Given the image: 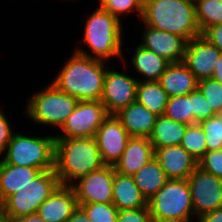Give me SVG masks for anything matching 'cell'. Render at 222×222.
Instances as JSON below:
<instances>
[{"instance_id": "12", "label": "cell", "mask_w": 222, "mask_h": 222, "mask_svg": "<svg viewBox=\"0 0 222 222\" xmlns=\"http://www.w3.org/2000/svg\"><path fill=\"white\" fill-rule=\"evenodd\" d=\"M114 166L104 165L86 176L80 177L71 186L78 204L112 203Z\"/></svg>"}, {"instance_id": "18", "label": "cell", "mask_w": 222, "mask_h": 222, "mask_svg": "<svg viewBox=\"0 0 222 222\" xmlns=\"http://www.w3.org/2000/svg\"><path fill=\"white\" fill-rule=\"evenodd\" d=\"M155 156V150L146 137H130L120 160L114 165L116 172L133 176Z\"/></svg>"}, {"instance_id": "31", "label": "cell", "mask_w": 222, "mask_h": 222, "mask_svg": "<svg viewBox=\"0 0 222 222\" xmlns=\"http://www.w3.org/2000/svg\"><path fill=\"white\" fill-rule=\"evenodd\" d=\"M199 124L205 133L207 152L222 149V115L216 114Z\"/></svg>"}, {"instance_id": "20", "label": "cell", "mask_w": 222, "mask_h": 222, "mask_svg": "<svg viewBox=\"0 0 222 222\" xmlns=\"http://www.w3.org/2000/svg\"><path fill=\"white\" fill-rule=\"evenodd\" d=\"M134 51L129 64L135 70V77L138 81H158L160 76L165 72L167 67L171 64L167 59L157 55L155 52L142 47L141 45H134Z\"/></svg>"}, {"instance_id": "42", "label": "cell", "mask_w": 222, "mask_h": 222, "mask_svg": "<svg viewBox=\"0 0 222 222\" xmlns=\"http://www.w3.org/2000/svg\"><path fill=\"white\" fill-rule=\"evenodd\" d=\"M212 79H214L222 84V52L220 54L219 61L213 70Z\"/></svg>"}, {"instance_id": "17", "label": "cell", "mask_w": 222, "mask_h": 222, "mask_svg": "<svg viewBox=\"0 0 222 222\" xmlns=\"http://www.w3.org/2000/svg\"><path fill=\"white\" fill-rule=\"evenodd\" d=\"M77 207L72 186L59 185L40 205L37 214L47 222H67Z\"/></svg>"}, {"instance_id": "34", "label": "cell", "mask_w": 222, "mask_h": 222, "mask_svg": "<svg viewBox=\"0 0 222 222\" xmlns=\"http://www.w3.org/2000/svg\"><path fill=\"white\" fill-rule=\"evenodd\" d=\"M191 106L193 112V124L200 123L201 121L216 115L212 106L198 89L191 92Z\"/></svg>"}, {"instance_id": "3", "label": "cell", "mask_w": 222, "mask_h": 222, "mask_svg": "<svg viewBox=\"0 0 222 222\" xmlns=\"http://www.w3.org/2000/svg\"><path fill=\"white\" fill-rule=\"evenodd\" d=\"M102 166L95 137L55 138L54 171L60 185L71 186Z\"/></svg>"}, {"instance_id": "25", "label": "cell", "mask_w": 222, "mask_h": 222, "mask_svg": "<svg viewBox=\"0 0 222 222\" xmlns=\"http://www.w3.org/2000/svg\"><path fill=\"white\" fill-rule=\"evenodd\" d=\"M135 184L148 201L168 181V178L154 157L133 175Z\"/></svg>"}, {"instance_id": "14", "label": "cell", "mask_w": 222, "mask_h": 222, "mask_svg": "<svg viewBox=\"0 0 222 222\" xmlns=\"http://www.w3.org/2000/svg\"><path fill=\"white\" fill-rule=\"evenodd\" d=\"M141 27L140 43L142 47L155 52L157 55L167 59L170 63H180L184 58V53L188 41L178 35L157 30L151 26Z\"/></svg>"}, {"instance_id": "38", "label": "cell", "mask_w": 222, "mask_h": 222, "mask_svg": "<svg viewBox=\"0 0 222 222\" xmlns=\"http://www.w3.org/2000/svg\"><path fill=\"white\" fill-rule=\"evenodd\" d=\"M201 36L222 52V24L207 28Z\"/></svg>"}, {"instance_id": "43", "label": "cell", "mask_w": 222, "mask_h": 222, "mask_svg": "<svg viewBox=\"0 0 222 222\" xmlns=\"http://www.w3.org/2000/svg\"><path fill=\"white\" fill-rule=\"evenodd\" d=\"M7 218L4 208L0 210V222H3Z\"/></svg>"}, {"instance_id": "33", "label": "cell", "mask_w": 222, "mask_h": 222, "mask_svg": "<svg viewBox=\"0 0 222 222\" xmlns=\"http://www.w3.org/2000/svg\"><path fill=\"white\" fill-rule=\"evenodd\" d=\"M212 106L216 114L222 112V84L212 78L198 81L197 88Z\"/></svg>"}, {"instance_id": "27", "label": "cell", "mask_w": 222, "mask_h": 222, "mask_svg": "<svg viewBox=\"0 0 222 222\" xmlns=\"http://www.w3.org/2000/svg\"><path fill=\"white\" fill-rule=\"evenodd\" d=\"M194 3L201 34L211 26L222 24V0H194Z\"/></svg>"}, {"instance_id": "1", "label": "cell", "mask_w": 222, "mask_h": 222, "mask_svg": "<svg viewBox=\"0 0 222 222\" xmlns=\"http://www.w3.org/2000/svg\"><path fill=\"white\" fill-rule=\"evenodd\" d=\"M95 10L86 15L84 30L82 34V45L87 46L88 50L82 48L81 45L74 49L76 53L83 56L95 58L103 61H112L114 58L119 59V63L123 62V67L129 65L124 55L123 22L110 12L96 6ZM124 42V43H123ZM123 45V46H122ZM81 46V47H80ZM126 61V63H125Z\"/></svg>"}, {"instance_id": "29", "label": "cell", "mask_w": 222, "mask_h": 222, "mask_svg": "<svg viewBox=\"0 0 222 222\" xmlns=\"http://www.w3.org/2000/svg\"><path fill=\"white\" fill-rule=\"evenodd\" d=\"M181 146L197 161L205 155L207 152L205 133L199 123L187 126Z\"/></svg>"}, {"instance_id": "45", "label": "cell", "mask_w": 222, "mask_h": 222, "mask_svg": "<svg viewBox=\"0 0 222 222\" xmlns=\"http://www.w3.org/2000/svg\"><path fill=\"white\" fill-rule=\"evenodd\" d=\"M3 208V202L2 200L0 199V210Z\"/></svg>"}, {"instance_id": "40", "label": "cell", "mask_w": 222, "mask_h": 222, "mask_svg": "<svg viewBox=\"0 0 222 222\" xmlns=\"http://www.w3.org/2000/svg\"><path fill=\"white\" fill-rule=\"evenodd\" d=\"M67 222H92L88 219L86 213L78 206Z\"/></svg>"}, {"instance_id": "21", "label": "cell", "mask_w": 222, "mask_h": 222, "mask_svg": "<svg viewBox=\"0 0 222 222\" xmlns=\"http://www.w3.org/2000/svg\"><path fill=\"white\" fill-rule=\"evenodd\" d=\"M158 82L168 97L184 96L198 88V80L183 63H171Z\"/></svg>"}, {"instance_id": "22", "label": "cell", "mask_w": 222, "mask_h": 222, "mask_svg": "<svg viewBox=\"0 0 222 222\" xmlns=\"http://www.w3.org/2000/svg\"><path fill=\"white\" fill-rule=\"evenodd\" d=\"M112 204L122 211L147 207L148 201L135 184L133 176L123 175L114 169Z\"/></svg>"}, {"instance_id": "16", "label": "cell", "mask_w": 222, "mask_h": 222, "mask_svg": "<svg viewBox=\"0 0 222 222\" xmlns=\"http://www.w3.org/2000/svg\"><path fill=\"white\" fill-rule=\"evenodd\" d=\"M155 150V158L168 180H187L198 167L197 160L181 145H173Z\"/></svg>"}, {"instance_id": "30", "label": "cell", "mask_w": 222, "mask_h": 222, "mask_svg": "<svg viewBox=\"0 0 222 222\" xmlns=\"http://www.w3.org/2000/svg\"><path fill=\"white\" fill-rule=\"evenodd\" d=\"M98 6L110 12L117 17L121 22L122 18L127 14L136 15L141 20L143 12V0H98ZM123 16V17H122Z\"/></svg>"}, {"instance_id": "7", "label": "cell", "mask_w": 222, "mask_h": 222, "mask_svg": "<svg viewBox=\"0 0 222 222\" xmlns=\"http://www.w3.org/2000/svg\"><path fill=\"white\" fill-rule=\"evenodd\" d=\"M153 222H195L191 191L187 180H168L148 200Z\"/></svg>"}, {"instance_id": "9", "label": "cell", "mask_w": 222, "mask_h": 222, "mask_svg": "<svg viewBox=\"0 0 222 222\" xmlns=\"http://www.w3.org/2000/svg\"><path fill=\"white\" fill-rule=\"evenodd\" d=\"M100 100L79 101L66 119L55 138L95 137L97 130L108 116Z\"/></svg>"}, {"instance_id": "4", "label": "cell", "mask_w": 222, "mask_h": 222, "mask_svg": "<svg viewBox=\"0 0 222 222\" xmlns=\"http://www.w3.org/2000/svg\"><path fill=\"white\" fill-rule=\"evenodd\" d=\"M140 22L185 38L201 36L194 0H143Z\"/></svg>"}, {"instance_id": "36", "label": "cell", "mask_w": 222, "mask_h": 222, "mask_svg": "<svg viewBox=\"0 0 222 222\" xmlns=\"http://www.w3.org/2000/svg\"><path fill=\"white\" fill-rule=\"evenodd\" d=\"M117 222H153L149 207L118 211Z\"/></svg>"}, {"instance_id": "32", "label": "cell", "mask_w": 222, "mask_h": 222, "mask_svg": "<svg viewBox=\"0 0 222 222\" xmlns=\"http://www.w3.org/2000/svg\"><path fill=\"white\" fill-rule=\"evenodd\" d=\"M92 222H117L118 209L112 203L78 204Z\"/></svg>"}, {"instance_id": "24", "label": "cell", "mask_w": 222, "mask_h": 222, "mask_svg": "<svg viewBox=\"0 0 222 222\" xmlns=\"http://www.w3.org/2000/svg\"><path fill=\"white\" fill-rule=\"evenodd\" d=\"M188 125L167 117L157 116L153 130L149 136L154 149L173 145H181Z\"/></svg>"}, {"instance_id": "2", "label": "cell", "mask_w": 222, "mask_h": 222, "mask_svg": "<svg viewBox=\"0 0 222 222\" xmlns=\"http://www.w3.org/2000/svg\"><path fill=\"white\" fill-rule=\"evenodd\" d=\"M62 65L50 80L58 90L79 101L101 99L108 62L83 56L73 50Z\"/></svg>"}, {"instance_id": "19", "label": "cell", "mask_w": 222, "mask_h": 222, "mask_svg": "<svg viewBox=\"0 0 222 222\" xmlns=\"http://www.w3.org/2000/svg\"><path fill=\"white\" fill-rule=\"evenodd\" d=\"M115 116L120 120L130 137L149 138L157 119V115L137 101L119 110Z\"/></svg>"}, {"instance_id": "5", "label": "cell", "mask_w": 222, "mask_h": 222, "mask_svg": "<svg viewBox=\"0 0 222 222\" xmlns=\"http://www.w3.org/2000/svg\"><path fill=\"white\" fill-rule=\"evenodd\" d=\"M28 97L23 110L24 117L30 119V123L57 128V131L79 102L77 98L58 90L50 82Z\"/></svg>"}, {"instance_id": "10", "label": "cell", "mask_w": 222, "mask_h": 222, "mask_svg": "<svg viewBox=\"0 0 222 222\" xmlns=\"http://www.w3.org/2000/svg\"><path fill=\"white\" fill-rule=\"evenodd\" d=\"M127 73V74H126ZM138 79L128 72H121L108 65L103 94L100 99L108 114H116L136 101Z\"/></svg>"}, {"instance_id": "28", "label": "cell", "mask_w": 222, "mask_h": 222, "mask_svg": "<svg viewBox=\"0 0 222 222\" xmlns=\"http://www.w3.org/2000/svg\"><path fill=\"white\" fill-rule=\"evenodd\" d=\"M164 116L186 125L193 124L191 93L168 98Z\"/></svg>"}, {"instance_id": "13", "label": "cell", "mask_w": 222, "mask_h": 222, "mask_svg": "<svg viewBox=\"0 0 222 222\" xmlns=\"http://www.w3.org/2000/svg\"><path fill=\"white\" fill-rule=\"evenodd\" d=\"M130 138L115 114H109L96 132L95 139L104 165L114 166Z\"/></svg>"}, {"instance_id": "35", "label": "cell", "mask_w": 222, "mask_h": 222, "mask_svg": "<svg viewBox=\"0 0 222 222\" xmlns=\"http://www.w3.org/2000/svg\"><path fill=\"white\" fill-rule=\"evenodd\" d=\"M197 162L201 170L222 179V149L206 152Z\"/></svg>"}, {"instance_id": "8", "label": "cell", "mask_w": 222, "mask_h": 222, "mask_svg": "<svg viewBox=\"0 0 222 222\" xmlns=\"http://www.w3.org/2000/svg\"><path fill=\"white\" fill-rule=\"evenodd\" d=\"M59 185L60 182L54 169L42 171L28 185L10 195L3 202L7 218L16 220L22 216L37 213L40 205Z\"/></svg>"}, {"instance_id": "15", "label": "cell", "mask_w": 222, "mask_h": 222, "mask_svg": "<svg viewBox=\"0 0 222 222\" xmlns=\"http://www.w3.org/2000/svg\"><path fill=\"white\" fill-rule=\"evenodd\" d=\"M221 51L199 36L190 40L185 49L182 62L188 67L198 81L213 76Z\"/></svg>"}, {"instance_id": "41", "label": "cell", "mask_w": 222, "mask_h": 222, "mask_svg": "<svg viewBox=\"0 0 222 222\" xmlns=\"http://www.w3.org/2000/svg\"><path fill=\"white\" fill-rule=\"evenodd\" d=\"M13 222H47V221H45L37 213H35L27 216H22L16 220H13Z\"/></svg>"}, {"instance_id": "39", "label": "cell", "mask_w": 222, "mask_h": 222, "mask_svg": "<svg viewBox=\"0 0 222 222\" xmlns=\"http://www.w3.org/2000/svg\"><path fill=\"white\" fill-rule=\"evenodd\" d=\"M196 222H222V208L198 216Z\"/></svg>"}, {"instance_id": "44", "label": "cell", "mask_w": 222, "mask_h": 222, "mask_svg": "<svg viewBox=\"0 0 222 222\" xmlns=\"http://www.w3.org/2000/svg\"><path fill=\"white\" fill-rule=\"evenodd\" d=\"M3 222H13L10 218H6Z\"/></svg>"}, {"instance_id": "23", "label": "cell", "mask_w": 222, "mask_h": 222, "mask_svg": "<svg viewBox=\"0 0 222 222\" xmlns=\"http://www.w3.org/2000/svg\"><path fill=\"white\" fill-rule=\"evenodd\" d=\"M41 172L38 168L6 164L0 159V199L2 202L28 185Z\"/></svg>"}, {"instance_id": "37", "label": "cell", "mask_w": 222, "mask_h": 222, "mask_svg": "<svg viewBox=\"0 0 222 222\" xmlns=\"http://www.w3.org/2000/svg\"><path fill=\"white\" fill-rule=\"evenodd\" d=\"M0 106V156L5 152L8 143L10 142L12 135L16 130L11 124V122L8 120V116L5 111ZM13 127V128H12Z\"/></svg>"}, {"instance_id": "26", "label": "cell", "mask_w": 222, "mask_h": 222, "mask_svg": "<svg viewBox=\"0 0 222 222\" xmlns=\"http://www.w3.org/2000/svg\"><path fill=\"white\" fill-rule=\"evenodd\" d=\"M168 95L158 81H139L136 101L157 116H163Z\"/></svg>"}, {"instance_id": "11", "label": "cell", "mask_w": 222, "mask_h": 222, "mask_svg": "<svg viewBox=\"0 0 222 222\" xmlns=\"http://www.w3.org/2000/svg\"><path fill=\"white\" fill-rule=\"evenodd\" d=\"M187 181L196 218L222 208V179L197 167Z\"/></svg>"}, {"instance_id": "6", "label": "cell", "mask_w": 222, "mask_h": 222, "mask_svg": "<svg viewBox=\"0 0 222 222\" xmlns=\"http://www.w3.org/2000/svg\"><path fill=\"white\" fill-rule=\"evenodd\" d=\"M15 131L0 159L10 165L28 166L41 171L54 169L55 136ZM53 134V135H52Z\"/></svg>"}]
</instances>
